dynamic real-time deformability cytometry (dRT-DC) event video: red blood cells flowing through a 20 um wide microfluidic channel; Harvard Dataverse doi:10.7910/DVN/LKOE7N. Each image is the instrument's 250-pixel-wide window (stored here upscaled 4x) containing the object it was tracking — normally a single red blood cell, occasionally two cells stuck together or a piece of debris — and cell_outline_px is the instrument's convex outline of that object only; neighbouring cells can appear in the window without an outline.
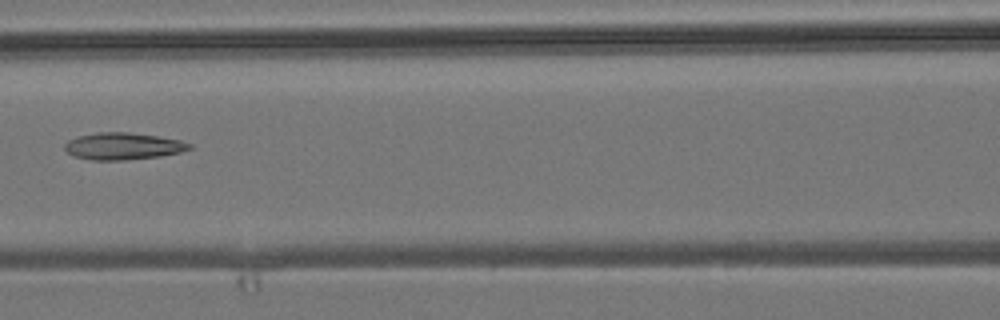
{"species": "common noctule bat (a hibernating species)", "species_latin": "Nyctalus noctula", "temperature_condition": "room temperature", "stored_images_in_passage": 6, "camera_frame_rate_fps": 3000, "um_per_image_px": 0.085, "animal": {"sex": "male", "body_mass_g": 19.2, "forearm_length_mm": 51.8}, "frame": {"image": 1, "passage_image": 6, "time_ms": 6.667, "image_size_px": [1000, 320], "cell_outline_px": [[192, 148], [180, 152], [160, 156], [124, 160], [92, 160], [72, 156], [64, 148], [64, 144], [68, 140], [80, 136], [96, 132], [128, 132], [156, 136], [180, 140], [192, 144]], "centroid_in_image_um": [10.44, 12.43], "position_along_channel_um": 156.2, "area_um2": 19.54}}